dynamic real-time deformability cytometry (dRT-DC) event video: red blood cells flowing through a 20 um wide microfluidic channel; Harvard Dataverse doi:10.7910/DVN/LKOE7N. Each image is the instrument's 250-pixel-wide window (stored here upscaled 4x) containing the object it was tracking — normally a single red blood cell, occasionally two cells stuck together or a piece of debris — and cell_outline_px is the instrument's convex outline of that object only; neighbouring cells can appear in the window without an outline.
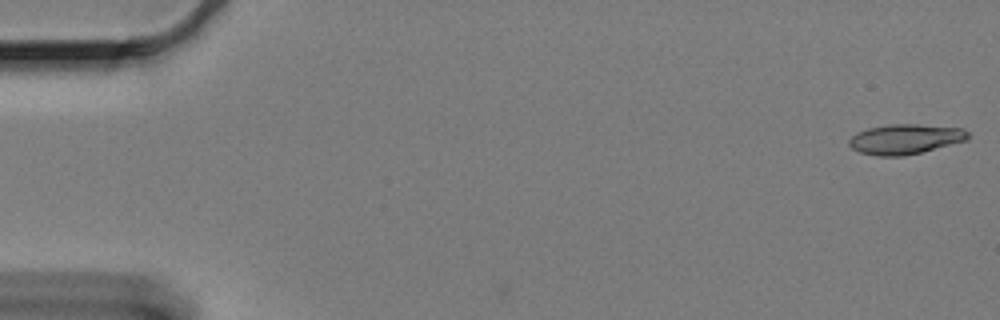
{"species": "Egyptian fruit bat (a non-hibernating species)", "species_latin": "Rousettus aegyptiacus", "temperature_condition": "cold", "stored_images_in_passage": 16, "camera_frame_rate_fps": 3000, "um_per_image_px": 0.085, "animal": {"sex": "female"}, "frame": {"image": 1, "passage_image": 1, "time_ms": 0.0, "image_size_px": [1000, 320], "cell_outline_px": [[968, 140], [904, 156], [876, 156], [860, 152], [852, 148], [848, 144], [848, 140], [856, 132], [868, 128], [892, 124], [916, 124], [964, 128], [968, 132]], "centroid_in_image_um": [76.93, 11.82], "position_along_channel_um": 8.1, "area_um2": 20.75}}
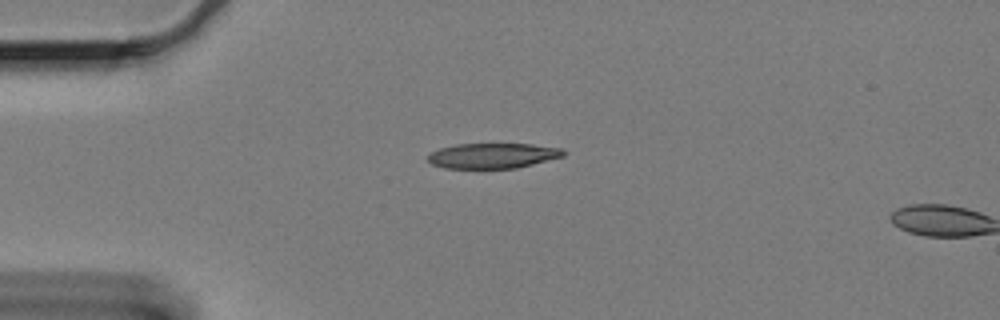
{"frame": {"image": 2, "passage_image": 15, "time_ms": 4.667, "image_size_px": [1000, 320], "cell_outline_px": [[564, 156], [516, 168], [480, 172], [444, 168], [432, 164], [428, 160], [428, 156], [432, 152], [440, 148], [456, 144], [532, 144], [564, 148]], "centroid_in_image_um": [41.84, 13.29], "position_along_channel_um": 43.2, "area_um2": 20.87}}